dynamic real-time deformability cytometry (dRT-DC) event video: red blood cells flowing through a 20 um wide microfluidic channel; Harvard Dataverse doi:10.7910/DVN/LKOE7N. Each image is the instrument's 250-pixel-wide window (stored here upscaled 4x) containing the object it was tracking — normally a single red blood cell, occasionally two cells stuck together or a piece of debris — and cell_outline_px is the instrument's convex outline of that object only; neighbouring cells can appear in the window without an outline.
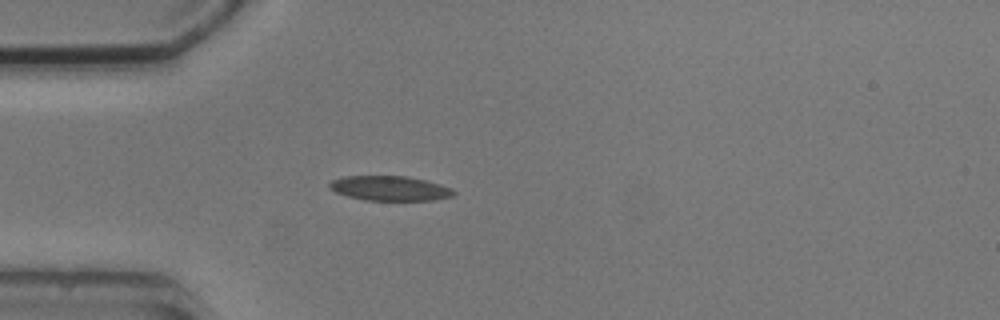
{"species": "common noctule bat (a hibernating species)", "species_latin": "Nyctalus noctula", "temperature_condition": "cold", "stored_images_in_passage": 1, "camera_frame_rate_fps": 3000, "um_per_image_px": 0.085, "animal": {"sex": "male", "body_mass_g": 20.5, "forearm_length_mm": 52.5}, "frame": {"image": 1, "passage_image": 1, "time_ms": 0.0, "image_size_px": [1000, 320], "cell_outline_px": [[456, 192], [452, 196], [432, 200], [364, 200], [348, 196], [336, 192], [328, 188], [328, 184], [332, 180], [344, 176], [408, 176], [440, 184], [452, 188]], "centroid_in_image_um": [33.12, 16.0], "position_along_channel_um": 51.9, "area_um2": 17.86}}